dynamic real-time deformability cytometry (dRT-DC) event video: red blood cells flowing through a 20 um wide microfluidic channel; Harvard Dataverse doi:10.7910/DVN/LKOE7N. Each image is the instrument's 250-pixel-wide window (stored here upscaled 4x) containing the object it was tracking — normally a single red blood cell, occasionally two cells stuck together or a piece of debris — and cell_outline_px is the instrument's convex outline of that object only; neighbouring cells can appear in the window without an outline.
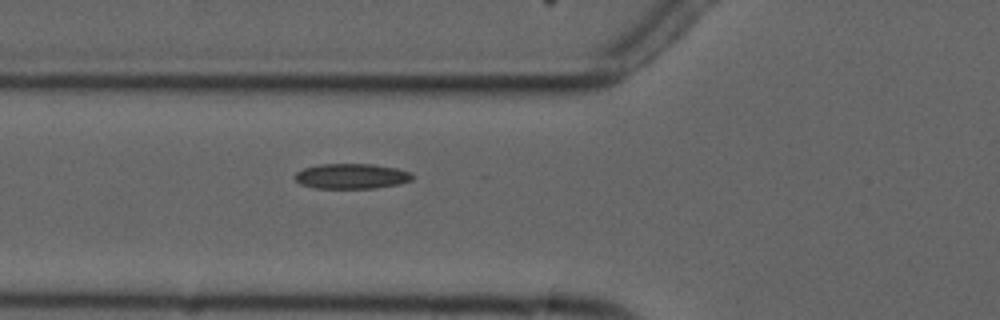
{"species": "common noctule bat (a hibernating species)", "species_latin": "Nyctalus noctula", "temperature_condition": "cold", "stored_images_in_passage": 5, "camera_frame_rate_fps": 3000, "um_per_image_px": 0.085, "animal": {"sex": "male", "forearm_length_mm": 52.5}, "frame": {"image": 1, "passage_image": 5, "time_ms": 5.333, "image_size_px": [1000, 320], "cell_outline_px": [[416, 176], [412, 180], [400, 184], [376, 188], [316, 188], [300, 184], [296, 180], [296, 172], [304, 168], [320, 164], [372, 164], [396, 168], [412, 172]], "centroid_in_image_um": [29.94, 14.98], "position_along_channel_um": 95.9, "area_um2": 17.34}}